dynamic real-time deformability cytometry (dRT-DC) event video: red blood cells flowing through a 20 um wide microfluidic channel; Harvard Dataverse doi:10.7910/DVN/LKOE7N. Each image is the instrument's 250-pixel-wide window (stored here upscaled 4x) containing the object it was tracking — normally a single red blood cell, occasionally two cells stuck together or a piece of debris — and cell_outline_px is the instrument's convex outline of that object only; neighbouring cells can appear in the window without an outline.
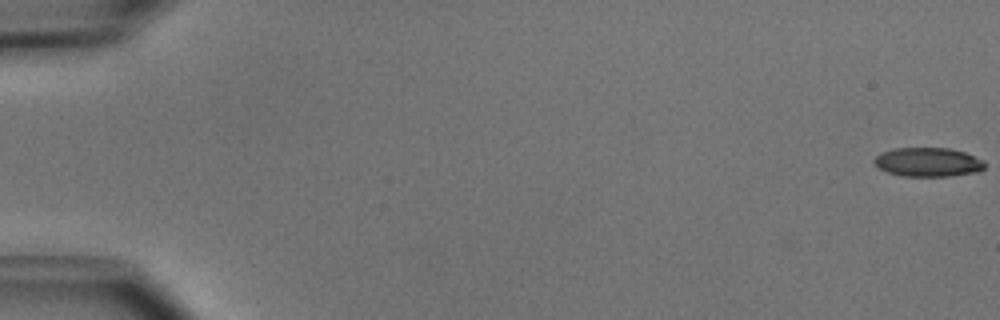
{"species": "common noctule bat (a hibernating species)", "species_latin": "Nyctalus noctula", "temperature_condition": "cold", "stored_images_in_passage": 16, "camera_frame_rate_fps": 3000, "um_per_image_px": 0.085, "animal": {"sex": "male", "body_mass_g": 15.6}, "frame": {"image": 1, "passage_image": 1, "time_ms": 0.0, "image_size_px": [1000, 320], "cell_outline_px": [[984, 168], [980, 172], [948, 176], [904, 176], [888, 172], [876, 168], [872, 160], [880, 152], [896, 148], [948, 148], [964, 152], [984, 160]], "centroid_in_image_um": [78.86, 13.78], "position_along_channel_um": 6.1, "area_um2": 18.84}}
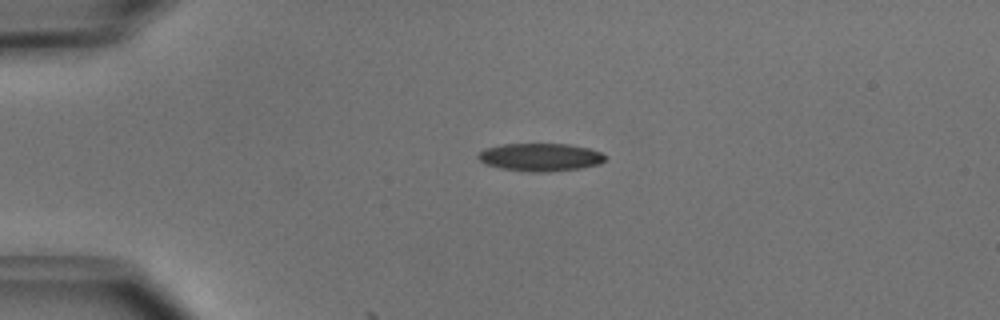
{"frame": {"image": 2, "passage_image": 13, "time_ms": 4.0, "image_size_px": [1000, 320], "cell_outline_px": [[608, 156], [600, 164], [580, 168], [548, 172], [532, 172], [500, 168], [484, 164], [476, 156], [484, 148], [500, 144], [568, 144], [588, 148], [600, 152]], "centroid_in_image_um": [45.91, 13.36], "position_along_channel_um": 39.1, "area_um2": 20.75}}